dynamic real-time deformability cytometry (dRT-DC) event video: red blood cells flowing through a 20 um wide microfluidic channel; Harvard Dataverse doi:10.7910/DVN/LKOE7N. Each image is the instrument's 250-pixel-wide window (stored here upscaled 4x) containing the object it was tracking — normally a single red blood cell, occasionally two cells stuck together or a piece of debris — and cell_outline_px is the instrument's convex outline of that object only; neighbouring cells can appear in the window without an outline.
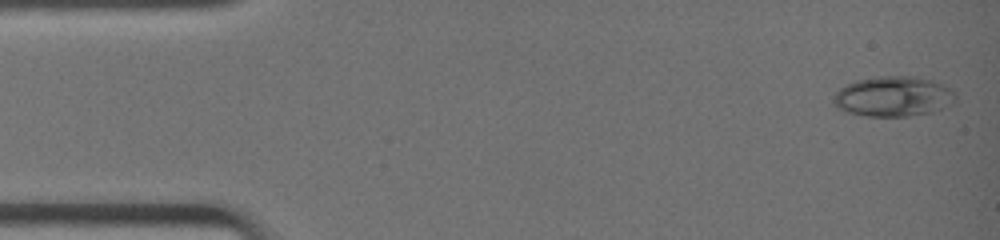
{"species": "common noctule bat (a hibernating species)", "species_latin": "Nyctalus noctula", "temperature_condition": "warm", "stored_images_in_passage": 40, "camera_frame_rate_fps": 3000, "um_per_image_px": 0.085, "animal": {"sex": "female", "body_mass_g": 19.0, "forearm_length_mm": 51.5}, "frame": {"image": 1, "passage_image": 1, "time_ms": 0.0, "image_size_px": [1000, 240], "cell_outline_px": [[956, 100], [952, 104], [932, 112], [908, 116], [864, 116], [844, 112], [836, 108], [832, 100], [836, 92], [840, 88], [848, 84], [860, 80], [880, 76], [912, 76], [932, 80], [952, 88], [956, 96]], "centroid_in_image_um": [75.93, 8.21], "position_along_channel_um": 9.1, "area_um2": 28.67}}
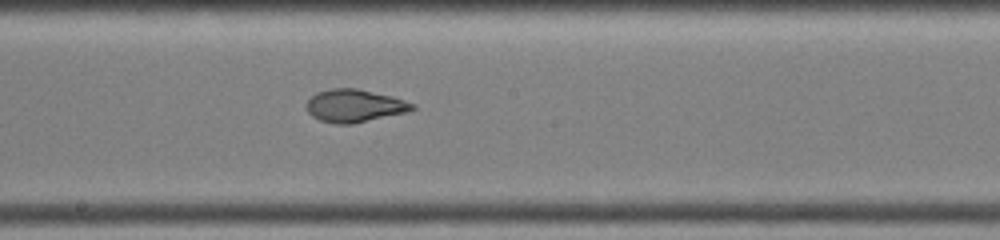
{"frame": {"image": 2, "passage_image": 22, "time_ms": 7.0, "image_size_px": [1000, 240], "cell_outline_px": [[416, 108], [408, 112], [352, 124], [336, 124], [320, 120], [312, 116], [308, 112], [304, 104], [316, 92], [328, 88], [356, 88], [392, 96], [416, 104]], "centroid_in_image_um": [30.12, 8.98], "position_along_channel_um": 218.1, "area_um2": 20.4}}
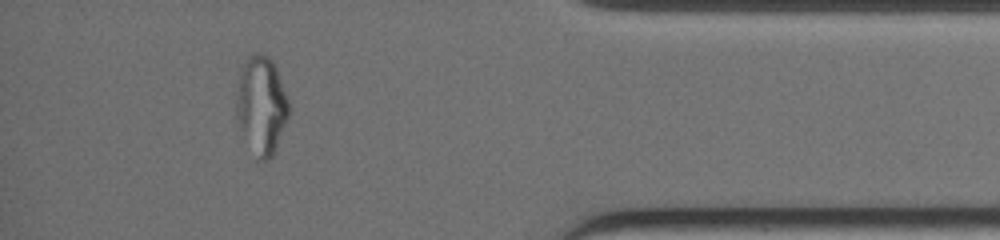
{"frame": {"image": 3, "passage_image": 36, "time_ms": 11.667, "image_size_px": [1000, 240], "cell_outline_px": [[288, 116], [272, 156], [268, 160], [260, 160], [240, 128], [236, 116], [236, 92], [240, 72], [244, 60], [248, 56], [256, 52], [260, 52], [268, 56], [272, 60], [276, 68], [288, 96]], "centroid_in_image_um": [22.21, 8.86], "position_along_channel_um": 413.0, "area_um2": 29.54}}